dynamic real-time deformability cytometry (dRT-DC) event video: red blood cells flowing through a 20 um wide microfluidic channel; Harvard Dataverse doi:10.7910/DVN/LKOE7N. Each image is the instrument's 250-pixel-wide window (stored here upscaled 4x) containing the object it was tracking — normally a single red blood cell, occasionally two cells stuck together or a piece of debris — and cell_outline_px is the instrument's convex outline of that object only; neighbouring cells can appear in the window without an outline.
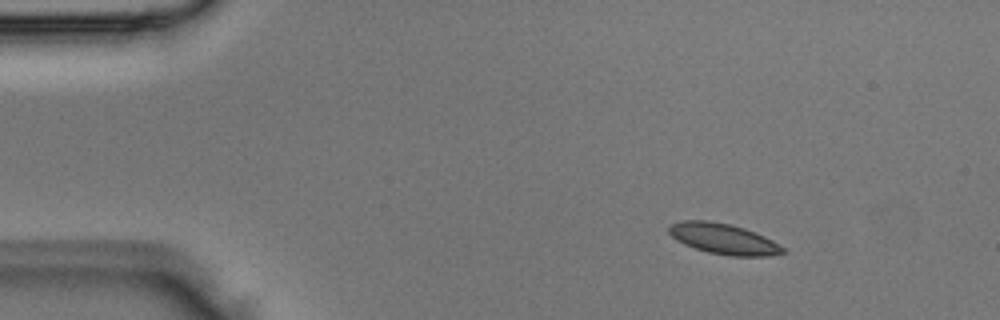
{"species": "Egyptian fruit bat (a non-hibernating species)", "species_latin": "Rousettus aegyptiacus", "temperature_condition": "room temperature", "stored_images_in_passage": 3, "camera_frame_rate_fps": 3000, "um_per_image_px": 0.085, "animal": {"sex": "male"}, "frame": {"image": 1, "passage_image": 1, "time_ms": 0.0, "image_size_px": [1000, 320], "cell_outline_px": [[784, 252], [768, 256], [732, 256], [708, 252], [684, 244], [672, 236], [668, 232], [668, 228], [672, 224], [680, 220], [708, 220], [732, 224], [744, 228], [764, 236], [772, 240], [784, 248]], "centroid_in_image_um": [61.48, 20.29], "position_along_channel_um": 23.5, "area_um2": 20.17}}
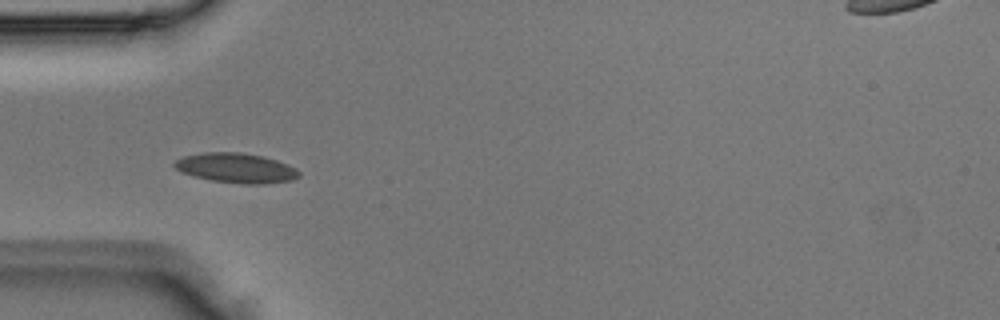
{"frame": {"image": 2, "passage_image": 3, "time_ms": 0.667, "image_size_px": [1000, 320], "cell_outline_px": [[300, 176], [292, 180], [264, 184], [244, 184], [212, 180], [196, 176], [184, 172], [176, 168], [172, 164], [176, 160], [184, 156], [204, 152], [240, 152], [264, 156], [288, 164], [296, 168], [300, 172]], "centroid_in_image_um": [20.12, 14.27], "position_along_channel_um": 64.9, "area_um2": 21.5}}